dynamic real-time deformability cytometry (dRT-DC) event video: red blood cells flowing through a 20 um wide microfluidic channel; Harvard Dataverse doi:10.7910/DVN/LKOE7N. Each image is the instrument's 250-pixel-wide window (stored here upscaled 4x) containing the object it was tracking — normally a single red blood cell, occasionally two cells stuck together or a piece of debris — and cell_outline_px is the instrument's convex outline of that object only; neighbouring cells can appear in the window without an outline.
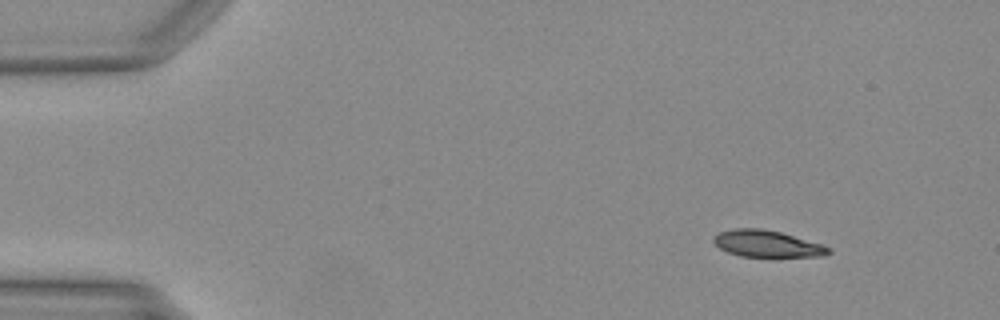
{"species": "Egyptian fruit bat (a non-hibernating species)", "species_latin": "Rousettus aegyptiacus", "temperature_condition": "warm", "stored_images_in_passage": 49, "camera_frame_rate_fps": 3000, "um_per_image_px": 0.085, "animal": {"sex": "female"}, "frame": {"image": 1, "passage_image": 5, "time_ms": 1.333, "image_size_px": [1000, 320], "cell_outline_px": [[832, 252], [824, 256], [776, 260], [740, 256], [728, 252], [720, 248], [712, 240], [712, 236], [720, 232], [736, 228], [760, 228], [780, 232], [820, 244], [832, 248]], "centroid_in_image_um": [65.25, 20.79], "position_along_channel_um": 19.7, "area_um2": 18.84}}
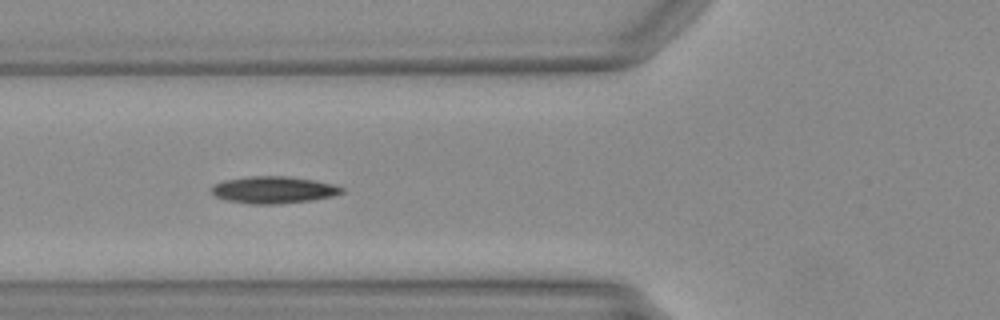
{"frame": {"image": 2, "passage_image": 18, "time_ms": 5.667, "image_size_px": [1000, 320], "cell_outline_px": [[344, 192], [332, 196], [312, 200], [276, 204], [248, 204], [228, 200], [216, 196], [212, 192], [212, 188], [216, 184], [224, 180], [252, 176], [284, 176], [312, 180], [336, 184], [344, 188]], "centroid_in_image_um": [23.29, 16.14], "position_along_channel_um": 102.5, "area_um2": 20.29}}
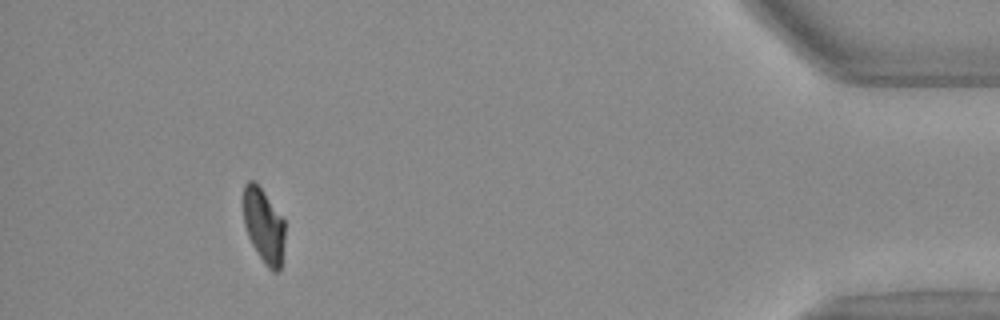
{"frame": {"image": 3, "passage_image": 45, "time_ms": 14.667, "image_size_px": [1000, 320], "cell_outline_px": [[284, 240], [280, 268], [276, 272], [272, 272], [264, 264], [252, 244], [248, 236], [244, 224], [244, 184], [248, 180], [252, 180], [260, 188], [284, 220]], "centroid_in_image_um": [22.41, 19.22], "position_along_channel_um": 412.8, "area_um2": 17.63}}